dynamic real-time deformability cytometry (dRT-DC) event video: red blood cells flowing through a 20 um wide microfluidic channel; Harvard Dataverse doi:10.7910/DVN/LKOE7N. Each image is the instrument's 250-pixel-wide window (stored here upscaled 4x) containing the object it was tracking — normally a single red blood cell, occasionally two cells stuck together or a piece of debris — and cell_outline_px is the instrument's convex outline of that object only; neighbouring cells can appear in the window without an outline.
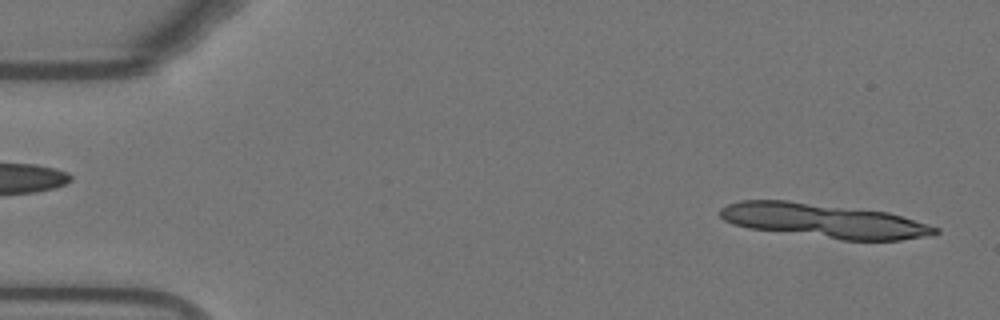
{"species": "Egyptian fruit bat (a non-hibernating species)", "species_latin": "Rousettus aegyptiacus", "temperature_condition": "warm", "stored_images_in_passage": 5, "segment_of_instrument_passage": [1, 2], "camera_frame_rate_fps": 3000, "um_per_image_px": 0.085, "animal": {"sex": "female"}, "frame": {"image": 1, "passage_image": 2, "time_ms": 0.333, "image_size_px": [1000, 320], "cell_outline_px": [[924, 228], [920, 232], [912, 236], [892, 240], [856, 240], [760, 228], [740, 224], [732, 220], [772, 204], [796, 204], [880, 212], [896, 216], [908, 220]], "centroid_in_image_um": [70.62, 18.89], "position_along_channel_um": 14.4, "area_um2": 32.37}}